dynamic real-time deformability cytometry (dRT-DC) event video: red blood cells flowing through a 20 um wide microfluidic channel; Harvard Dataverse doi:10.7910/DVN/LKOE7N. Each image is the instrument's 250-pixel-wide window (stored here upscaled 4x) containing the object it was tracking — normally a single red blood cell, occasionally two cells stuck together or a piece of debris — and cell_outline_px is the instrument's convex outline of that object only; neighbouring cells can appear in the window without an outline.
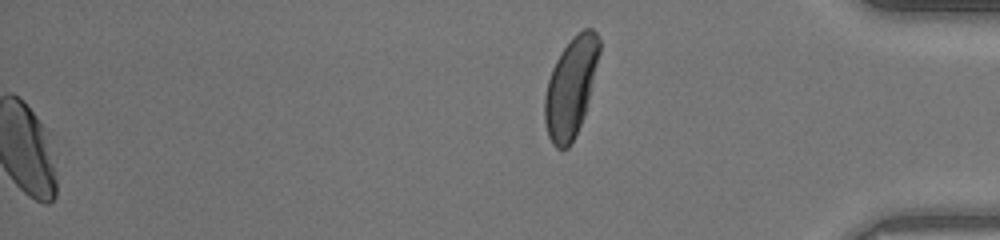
{"species": "human", "species_latin": "Homo sapiens", "temperature_condition": "warm", "stored_images_in_passage": 51, "segment_of_instrument_passage": [2, 2], "camera_frame_rate_fps": 3000, "um_per_image_px": 0.085, "donor": {"sex": "male"}, "frame": {"image": 1, "passage_image": 51, "time_ms": 16.667, "image_size_px": [1000, 240], "cell_outline_px": [[600, 52], [584, 116], [568, 148], [556, 148], [552, 144], [548, 136], [544, 120], [544, 96], [548, 80], [552, 68], [556, 60], [564, 48], [584, 28], [592, 28], [596, 32], [600, 40]], "centroid_in_image_um": [48.5, 7.44], "position_along_channel_um": 386.7, "area_um2": 31.1}}